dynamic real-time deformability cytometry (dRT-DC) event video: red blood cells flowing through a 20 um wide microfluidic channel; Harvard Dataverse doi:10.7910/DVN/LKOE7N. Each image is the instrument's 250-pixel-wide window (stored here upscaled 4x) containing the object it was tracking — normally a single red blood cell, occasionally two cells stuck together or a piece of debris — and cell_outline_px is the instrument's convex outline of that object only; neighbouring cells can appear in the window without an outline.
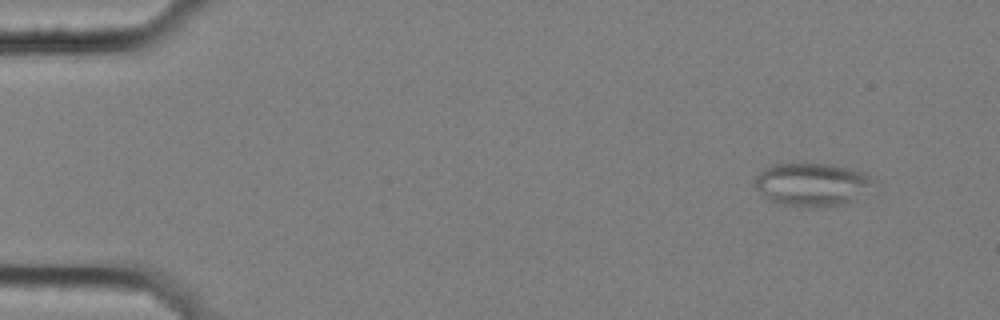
{"species": "common noctule bat (a hibernating species)", "species_latin": "Nyctalus noctula", "temperature_condition": "cold", "stored_images_in_passage": 14, "camera_frame_rate_fps": 3000, "um_per_image_px": 0.085, "animal": {"sex": "female", "body_mass_g": 25.1}, "frame": {"image": 1, "passage_image": 1, "time_ms": 0.0, "image_size_px": [1000, 320], "cell_outline_px": [[868, 180], [852, 200], [840, 204], [812, 208], [780, 204], [764, 196], [756, 188], [752, 180], [764, 168], [772, 164], [832, 164], [864, 172], [868, 176]], "centroid_in_image_um": [68.82, 15.66], "position_along_channel_um": 16.2, "area_um2": 28.67}}
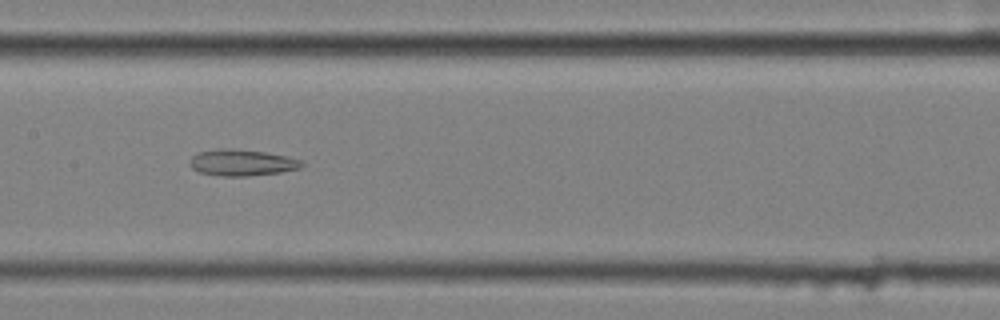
{"frame": {"image": 2, "passage_image": 7, "time_ms": 2.0, "image_size_px": [1000, 320], "cell_outline_px": [[304, 164], [300, 168], [280, 172], [248, 176], [220, 176], [200, 172], [192, 168], [188, 164], [188, 160], [192, 156], [200, 152], [220, 148], [232, 148], [264, 152], [284, 156], [300, 160]], "centroid_in_image_um": [20.51, 13.82], "position_along_channel_um": 186.9, "area_um2": 17.11}}
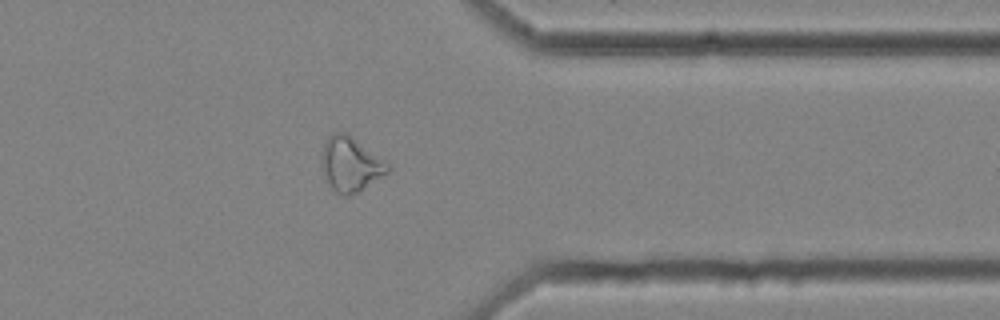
{"frame": {"image": 3, "passage_image": 12, "time_ms": 3.667, "image_size_px": [1000, 320], "cell_outline_px": [[392, 168], [388, 172], [356, 192], [348, 196], [344, 196], [336, 192], [332, 188], [320, 164], [320, 160], [324, 144], [328, 136], [332, 132], [348, 132], [384, 160]], "centroid_in_image_um": [29.77, 13.91], "position_along_channel_um": 381.6, "area_um2": 20.81}}